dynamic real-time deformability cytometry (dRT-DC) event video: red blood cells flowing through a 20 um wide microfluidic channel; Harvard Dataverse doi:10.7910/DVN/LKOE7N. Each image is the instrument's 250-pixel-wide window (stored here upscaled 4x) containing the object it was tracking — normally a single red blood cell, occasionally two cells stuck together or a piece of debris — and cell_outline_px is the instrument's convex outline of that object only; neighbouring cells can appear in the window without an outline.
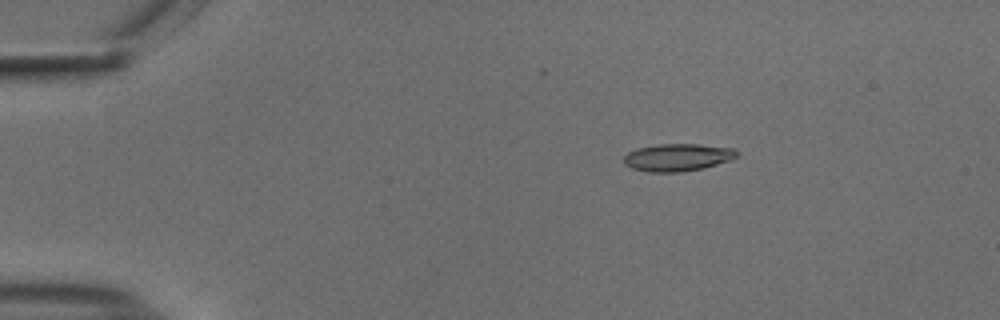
{"species": "common noctule bat (a hibernating species)", "species_latin": "Nyctalus noctula", "temperature_condition": "cold", "stored_images_in_passage": 55, "camera_frame_rate_fps": 3000, "um_per_image_px": 0.085, "animal": {"sex": "male", "body_mass_g": 18.8}, "frame": {"image": 1, "passage_image": 10, "time_ms": 3.0, "image_size_px": [1000, 320], "cell_outline_px": [[736, 156], [732, 160], [704, 168], [680, 172], [648, 172], [632, 168], [624, 164], [624, 156], [628, 152], [636, 148], [656, 144], [700, 144], [736, 148]], "centroid_in_image_um": [57.59, 13.37], "position_along_channel_um": 27.4, "area_um2": 18.26}}
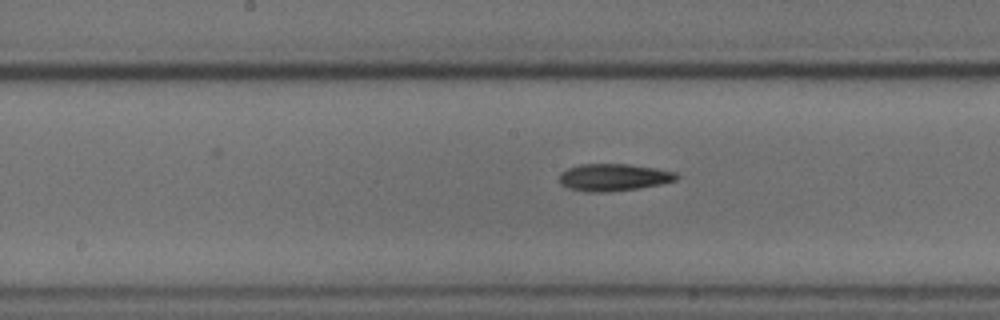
{"frame": {"image": 2, "passage_image": 29, "time_ms": 9.333, "image_size_px": [1000, 320], "cell_outline_px": [[680, 176], [676, 180], [660, 184], [636, 188], [608, 192], [588, 192], [568, 188], [560, 184], [560, 172], [568, 168], [580, 164], [628, 164], [656, 168], [676, 172]], "centroid_in_image_um": [52.15, 15.07], "position_along_channel_um": 196.1, "area_um2": 18.55}}
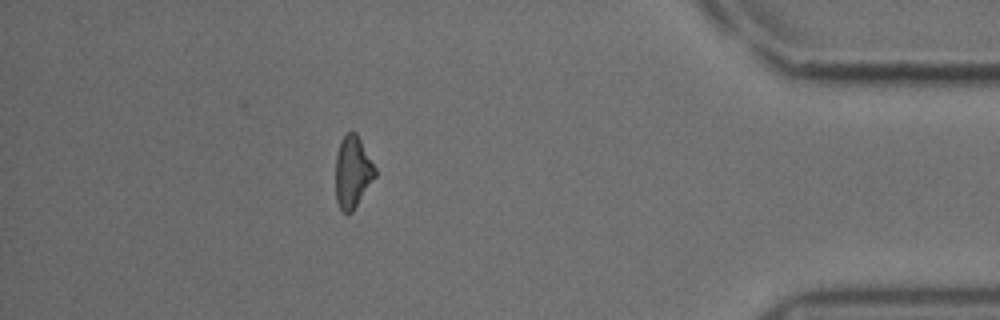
{"frame": {"image": 3, "passage_image": 49, "time_ms": 16.0, "image_size_px": [1000, 320], "cell_outline_px": [[376, 176], [352, 212], [348, 216], [340, 208], [336, 200], [336, 156], [340, 140], [348, 132], [356, 132], [376, 168]], "centroid_in_image_um": [29.97, 14.63], "position_along_channel_um": 405.2, "area_um2": 16.53}, "authors_computed_cell_mechanics": {"area_um2": 17.7446, "velocity_mm_per_s": 3.7427, "shape_relaxation_time_tau1_ms": 8.3082, "shape_relaxation_time_tau2_ms": 5.9595, "deformation_change_tau1": 0.184, "deformation_change_tau2": 0.1538}}